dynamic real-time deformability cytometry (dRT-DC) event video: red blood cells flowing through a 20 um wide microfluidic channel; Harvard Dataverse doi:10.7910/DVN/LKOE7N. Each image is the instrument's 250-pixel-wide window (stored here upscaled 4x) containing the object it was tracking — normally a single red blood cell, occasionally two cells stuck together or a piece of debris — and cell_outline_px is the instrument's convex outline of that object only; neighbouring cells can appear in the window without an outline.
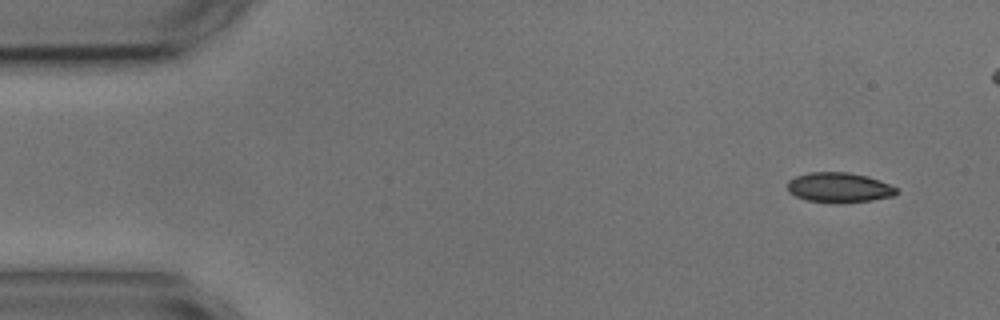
{"species": "common noctule bat (a hibernating species)", "species_latin": "Nyctalus noctula", "temperature_condition": "cold", "stored_images_in_passage": 6, "camera_frame_rate_fps": 3000, "um_per_image_px": 0.085, "animal": {"sex": "male", "body_mass_g": 17.9, "forearm_length_mm": 54.2}, "frame": {"image": 1, "passage_image": 1, "time_ms": 0.0, "image_size_px": [1000, 320], "cell_outline_px": [[896, 192], [892, 196], [872, 200], [808, 200], [796, 196], [788, 192], [788, 180], [796, 176], [808, 172], [848, 172], [868, 176], [888, 184], [896, 188]], "centroid_in_image_um": [71.28, 15.88], "position_along_channel_um": 13.7, "area_um2": 18.09}}